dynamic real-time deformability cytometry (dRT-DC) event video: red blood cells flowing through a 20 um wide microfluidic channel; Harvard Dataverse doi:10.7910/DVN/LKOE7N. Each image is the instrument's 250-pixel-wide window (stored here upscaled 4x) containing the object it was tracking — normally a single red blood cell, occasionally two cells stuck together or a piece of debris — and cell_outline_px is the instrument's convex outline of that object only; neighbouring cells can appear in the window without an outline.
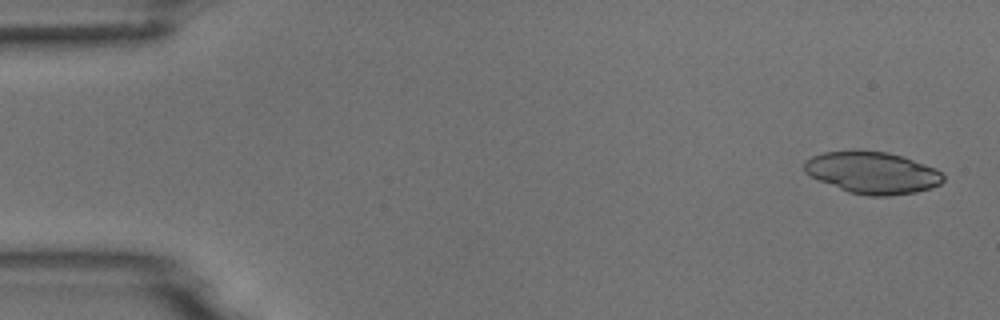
{"species": "common noctule bat (a hibernating species)", "species_latin": "Nyctalus noctula", "temperature_condition": "room temperature", "stored_images_in_passage": 4, "camera_frame_rate_fps": 3000, "um_per_image_px": 0.085, "animal": {"sex": "male", "body_mass_g": 18.8}, "frame": {"image": 1, "passage_image": 1, "time_ms": 0.0, "image_size_px": [1000, 320], "cell_outline_px": [[944, 180], [940, 184], [932, 188], [916, 192], [888, 196], [868, 196], [848, 192], [820, 180], [804, 172], [804, 160], [812, 156], [824, 152], [852, 148], [856, 148], [888, 152], [936, 168], [944, 176]], "centroid_in_image_um": [74.13, 14.65], "position_along_channel_um": 10.9, "area_um2": 34.33}}